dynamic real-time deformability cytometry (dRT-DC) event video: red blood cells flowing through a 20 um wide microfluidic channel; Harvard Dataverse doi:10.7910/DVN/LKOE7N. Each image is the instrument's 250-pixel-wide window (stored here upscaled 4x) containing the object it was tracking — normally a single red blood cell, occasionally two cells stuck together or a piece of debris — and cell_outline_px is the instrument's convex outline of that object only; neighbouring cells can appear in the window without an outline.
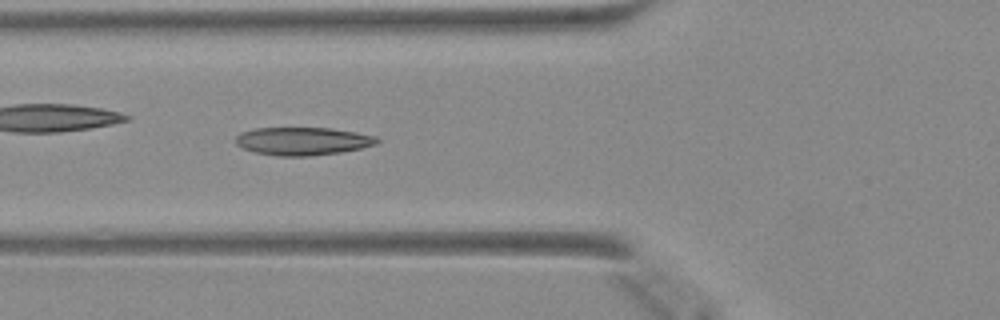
{"species": "Egyptian fruit bat (a non-hibernating species)", "species_latin": "Rousettus aegyptiacus", "temperature_condition": "warm", "stored_images_in_passage": 47, "camera_frame_rate_fps": 3000, "um_per_image_px": 0.085, "animal": {"sex": "female"}, "frame": {"image": 1, "passage_image": 17, "time_ms": 5.333, "image_size_px": [1000, 320], "cell_outline_px": [[380, 140], [376, 144], [360, 148], [340, 152], [308, 156], [280, 156], [256, 152], [244, 148], [236, 144], [236, 136], [240, 132], [252, 128], [332, 128], [356, 132], [376, 136]], "centroid_in_image_um": [25.73, 11.98], "position_along_channel_um": 100.1, "area_um2": 22.95}}
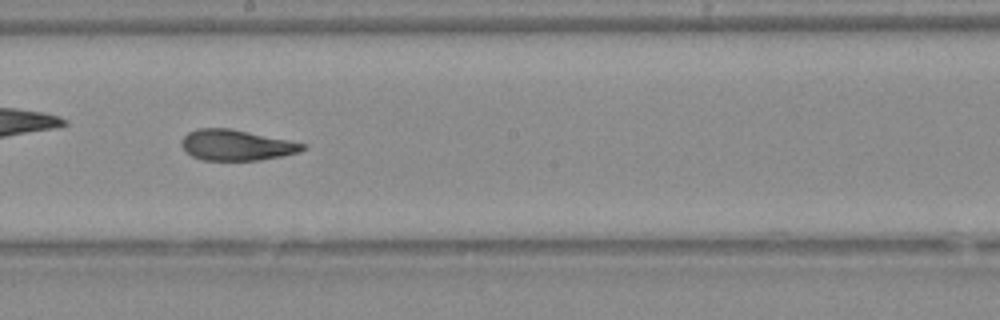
{"frame": {"image": 2, "passage_image": 26, "time_ms": 8.333, "image_size_px": [1000, 320], "cell_outline_px": [[308, 148], [300, 152], [260, 160], [204, 160], [192, 156], [184, 152], [180, 144], [180, 140], [188, 132], [196, 128], [232, 128], [308, 144]], "centroid_in_image_um": [20.08, 12.32], "position_along_channel_um": 228.1, "area_um2": 22.02}}
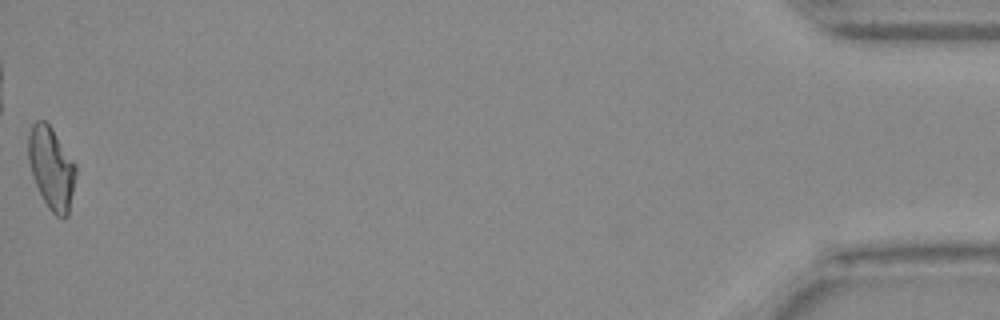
{"frame": {"image": 3, "passage_image": 47, "time_ms": 15.333, "image_size_px": [1000, 320], "cell_outline_px": [[76, 176], [68, 216], [64, 220], [56, 216], [48, 208], [36, 184], [28, 160], [28, 136], [32, 124], [36, 120], [44, 120], [52, 128], [76, 164]], "centroid_in_image_um": [4.38, 14.29], "position_along_channel_um": 430.8, "area_um2": 22.72}}